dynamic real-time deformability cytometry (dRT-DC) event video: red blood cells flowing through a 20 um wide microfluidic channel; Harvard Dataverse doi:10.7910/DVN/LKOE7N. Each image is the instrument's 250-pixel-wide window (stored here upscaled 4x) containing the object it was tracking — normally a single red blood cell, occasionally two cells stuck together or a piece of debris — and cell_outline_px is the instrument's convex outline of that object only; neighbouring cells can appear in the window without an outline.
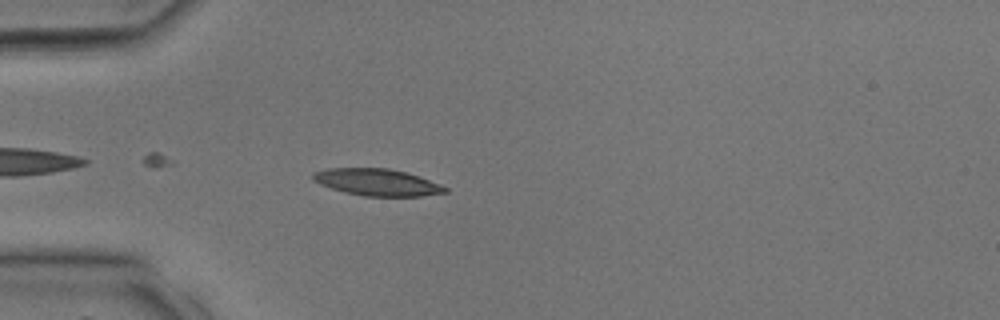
{"species": "common noctule bat (a hibernating species)", "species_latin": "Nyctalus noctula", "temperature_condition": "room temperature", "stored_images_in_passage": 22, "camera_frame_rate_fps": 3000, "um_per_image_px": 0.085, "animal": {"sex": "male", "body_mass_g": 17.9, "forearm_length_mm": 54.2}, "frame": {"image": 1, "passage_image": 3, "time_ms": 0.667, "image_size_px": [1000, 320], "cell_outline_px": [[448, 192], [420, 196], [364, 196], [332, 188], [320, 184], [312, 180], [312, 172], [328, 168], [388, 168], [408, 172], [440, 184], [448, 188]], "centroid_in_image_um": [32.06, 15.48], "position_along_channel_um": 52.9, "area_um2": 20.63}}
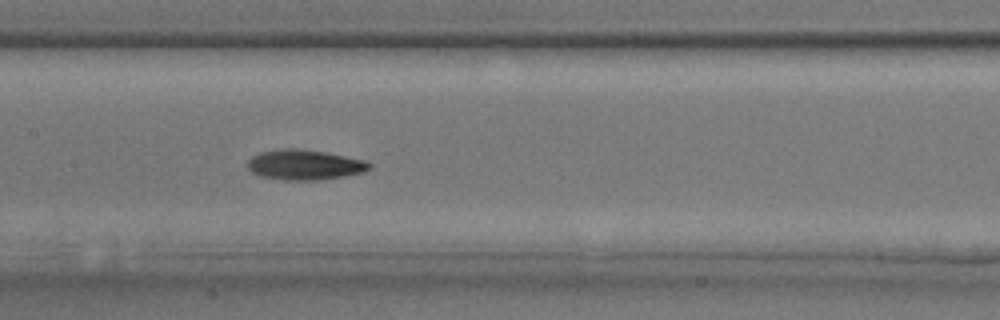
{"frame": {"image": 2, "passage_image": 10, "time_ms": 3.0, "image_size_px": [1000, 320], "cell_outline_px": [[372, 168], [364, 172], [344, 176], [316, 180], [284, 180], [260, 176], [252, 172], [248, 168], [248, 160], [252, 156], [260, 152], [284, 148], [296, 148], [324, 152], [364, 160], [372, 164]], "centroid_in_image_um": [25.89, 14.01], "position_along_channel_um": 181.5, "area_um2": 21.33}}
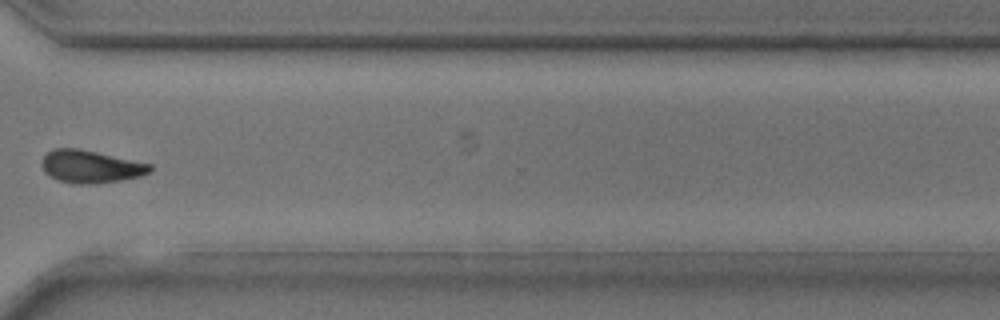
{"frame": {"image": 3, "passage_image": 19, "time_ms": 6.0, "image_size_px": [1000, 320], "cell_outline_px": [[152, 168], [148, 172], [140, 176], [120, 180], [88, 184], [72, 184], [56, 180], [48, 176], [44, 172], [40, 164], [40, 160], [52, 148], [76, 148], [96, 152], [152, 164]], "centroid_in_image_um": [7.62, 14.16], "position_along_channel_um": 363.0, "area_um2": 20.63}}